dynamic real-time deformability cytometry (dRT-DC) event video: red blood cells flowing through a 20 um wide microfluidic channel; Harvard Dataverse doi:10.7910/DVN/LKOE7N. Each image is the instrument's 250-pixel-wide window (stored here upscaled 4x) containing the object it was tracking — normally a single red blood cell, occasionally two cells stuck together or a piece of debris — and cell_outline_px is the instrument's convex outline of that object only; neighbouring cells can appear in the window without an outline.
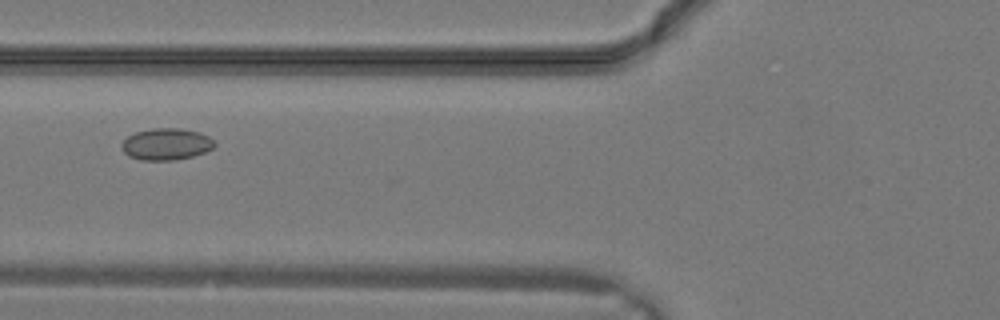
{"species": "common noctule bat (a hibernating species)", "species_latin": "Nyctalus noctula", "temperature_condition": "warm", "stored_images_in_passage": 31, "camera_frame_rate_fps": 3000, "um_per_image_px": 0.085, "animal": {"sex": "male", "body_mass_g": 19.2, "forearm_length_mm": 51.8}, "frame": {"image": 1, "passage_image": 12, "time_ms": 3.667, "image_size_px": [1000, 320], "cell_outline_px": [[216, 144], [212, 148], [204, 152], [192, 156], [176, 160], [140, 160], [128, 156], [120, 148], [120, 144], [128, 136], [136, 132], [152, 128], [180, 128], [200, 132], [208, 136]], "centroid_in_image_um": [14.1, 12.25], "position_along_channel_um": 111.7, "area_um2": 17.22}}
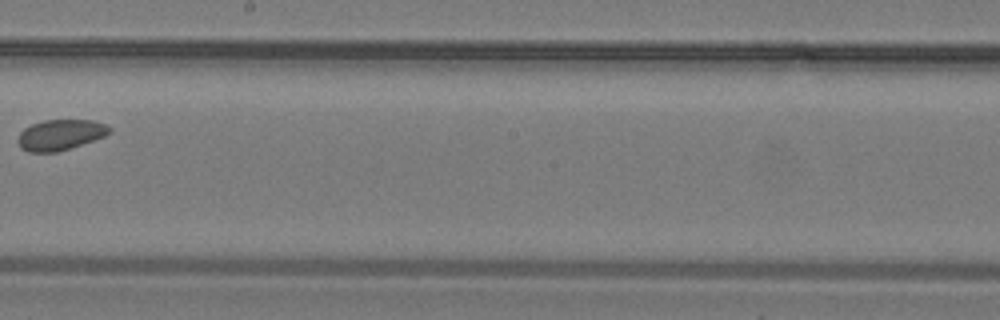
{"frame": {"image": 2, "passage_image": 18, "time_ms": 5.667, "image_size_px": [1000, 320], "cell_outline_px": [[112, 132], [104, 136], [56, 152], [28, 152], [20, 148], [16, 140], [20, 132], [24, 128], [32, 124], [44, 120], [92, 120], [104, 124], [112, 128]], "centroid_in_image_um": [5.09, 11.45], "position_along_channel_um": 243.1, "area_um2": 16.24}}
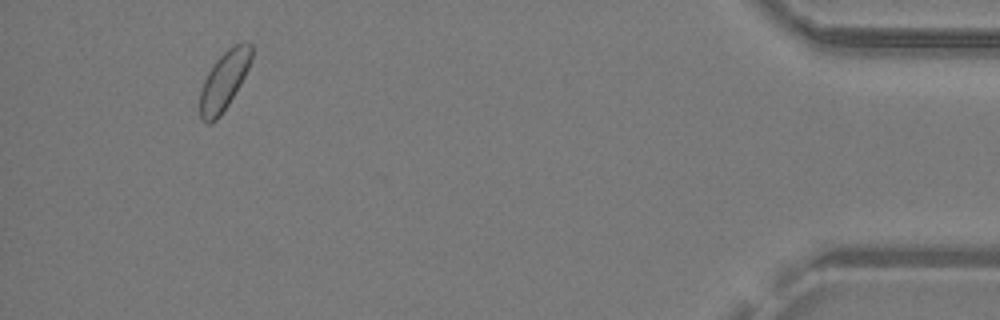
{"frame": {"image": 3, "passage_image": 29, "time_ms": 9.333, "image_size_px": [1000, 320], "cell_outline_px": [[252, 60], [240, 84], [228, 104], [220, 116], [216, 120], [208, 124], [200, 120], [200, 92], [204, 80], [212, 64], [228, 48], [244, 40], [252, 44]], "centroid_in_image_um": [19.04, 6.85], "position_along_channel_um": 416.2, "area_um2": 17.63}}